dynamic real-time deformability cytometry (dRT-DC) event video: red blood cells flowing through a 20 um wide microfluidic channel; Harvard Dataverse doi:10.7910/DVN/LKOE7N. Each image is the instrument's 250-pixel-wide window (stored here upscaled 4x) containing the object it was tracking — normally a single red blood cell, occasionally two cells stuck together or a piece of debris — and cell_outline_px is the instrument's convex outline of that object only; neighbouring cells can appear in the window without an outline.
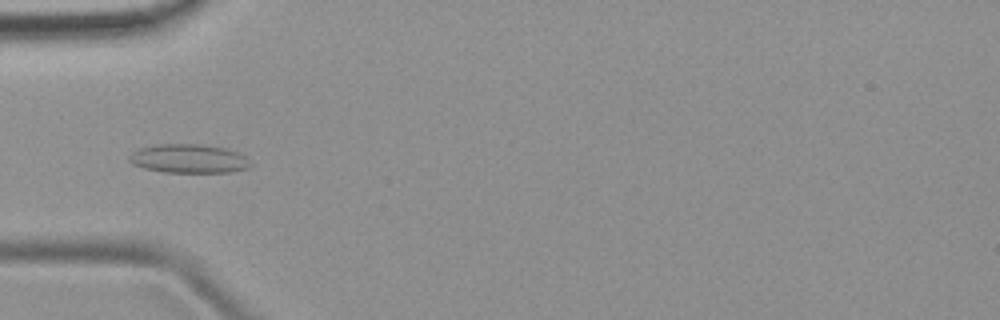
{"species": "common noctule bat (a hibernating species)", "species_latin": "Nyctalus noctula", "temperature_condition": "room temperature", "stored_images_in_passage": 6, "camera_frame_rate_fps": 3000, "um_per_image_px": 0.085, "animal": {"sex": "female", "body_mass_g": 19.9}, "frame": {"image": 1, "passage_image": 4, "time_ms": 3.667, "image_size_px": [1000, 320], "cell_outline_px": [[252, 164], [248, 168], [232, 172], [164, 172], [144, 168], [132, 164], [128, 160], [128, 156], [132, 152], [140, 148], [156, 144], [200, 144], [228, 148], [244, 156]], "centroid_in_image_um": [16.03, 13.48], "position_along_channel_um": 69.0, "area_um2": 20.46}}
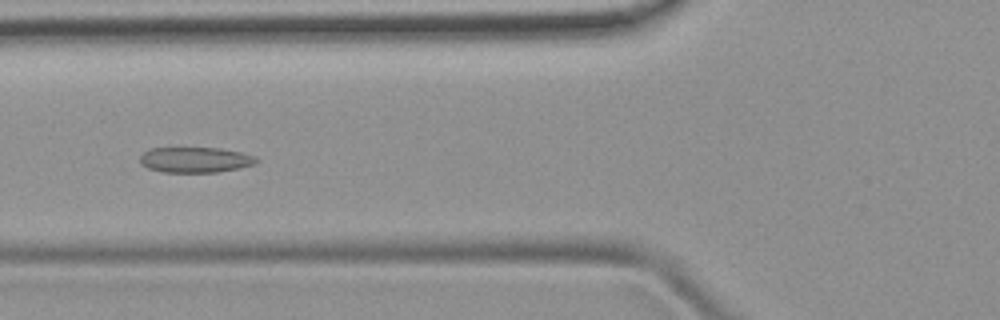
{"frame": {"image": 2, "passage_image": 5, "time_ms": 4.667, "image_size_px": [1000, 320], "cell_outline_px": [[260, 160], [256, 164], [240, 168], [220, 172], [164, 172], [148, 168], [140, 164], [140, 156], [144, 152], [152, 148], [220, 148], [240, 152], [252, 156]], "centroid_in_image_um": [16.61, 13.59], "position_along_channel_um": 109.2, "area_um2": 17.28}}
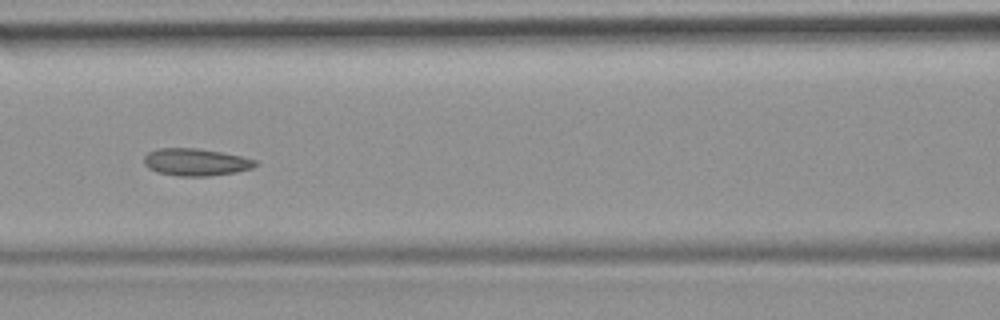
{"frame": {"image": 3, "passage_image": 6, "time_ms": 5.667, "image_size_px": [1000, 320], "cell_outline_px": [[256, 164], [252, 168], [236, 172], [208, 176], [176, 176], [156, 172], [148, 168], [144, 164], [144, 156], [148, 152], [156, 148], [196, 148], [220, 152], [240, 156], [256, 160]], "centroid_in_image_um": [16.58, 13.78], "position_along_channel_um": 150.0, "area_um2": 17.69}}